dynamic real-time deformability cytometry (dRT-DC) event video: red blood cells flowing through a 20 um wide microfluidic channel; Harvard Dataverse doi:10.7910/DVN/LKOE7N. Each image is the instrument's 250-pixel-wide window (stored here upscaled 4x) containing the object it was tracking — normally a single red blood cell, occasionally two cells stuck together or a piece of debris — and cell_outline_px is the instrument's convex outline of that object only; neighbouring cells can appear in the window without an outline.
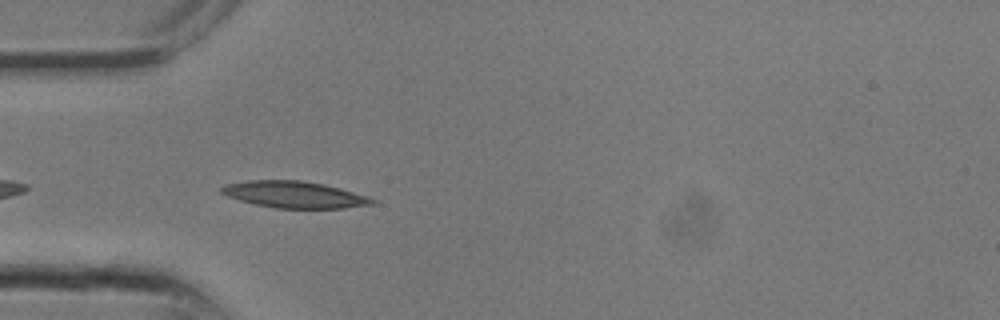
{"species": "common noctule bat (a hibernating species)", "species_latin": "Nyctalus noctula", "temperature_condition": "room temperature", "stored_images_in_passage": 16, "camera_frame_rate_fps": 3000, "um_per_image_px": 0.085, "animal": {"sex": "male", "body_mass_g": 13.3}, "frame": {"image": 1, "passage_image": 7, "time_ms": 2.0, "image_size_px": [1000, 320], "cell_outline_px": [[380, 200], [376, 204], [344, 208], [276, 208], [256, 204], [240, 200], [228, 196], [220, 192], [220, 188], [224, 184], [248, 180], [300, 180], [324, 184], [340, 188], [368, 196]], "centroid_in_image_um": [25.07, 16.54], "position_along_channel_um": 59.9, "area_um2": 23.52}}
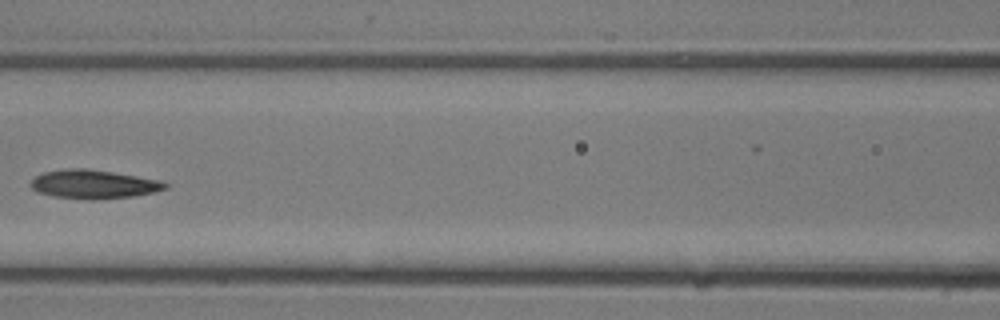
{"frame": {"image": 2, "passage_image": 11, "time_ms": 3.333, "image_size_px": [1000, 320], "cell_outline_px": [[168, 188], [152, 192], [132, 196], [92, 200], [52, 196], [36, 192], [28, 184], [36, 176], [44, 172], [68, 168], [84, 168], [112, 172], [160, 180], [168, 184]], "centroid_in_image_um": [7.91, 15.66], "position_along_channel_um": 158.7, "area_um2": 22.43}}
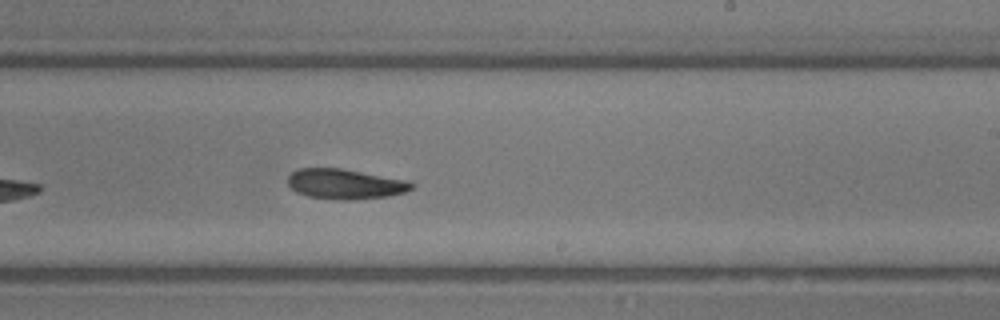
{"frame": {"image": 3, "passage_image": 15, "time_ms": 4.667, "image_size_px": [1000, 320], "cell_outline_px": [[416, 184], [412, 188], [404, 192], [388, 196], [352, 200], [344, 200], [308, 196], [296, 192], [288, 184], [288, 176], [296, 168], [340, 168], [412, 180]], "centroid_in_image_um": [29.38, 15.63], "position_along_channel_um": 259.6, "area_um2": 21.91}}